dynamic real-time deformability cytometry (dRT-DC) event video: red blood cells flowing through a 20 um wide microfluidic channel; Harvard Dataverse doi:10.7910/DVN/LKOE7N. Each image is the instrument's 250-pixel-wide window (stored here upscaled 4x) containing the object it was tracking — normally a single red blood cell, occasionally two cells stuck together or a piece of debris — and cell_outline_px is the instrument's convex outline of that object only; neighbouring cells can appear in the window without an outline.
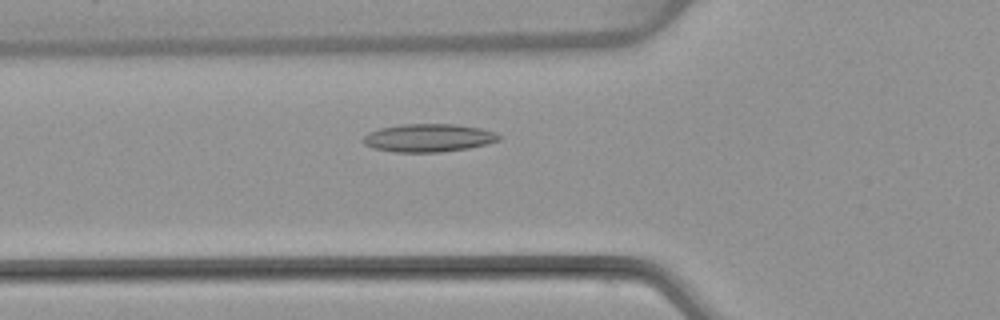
{"species": "common noctule bat (a hibernating species)", "species_latin": "Nyctalus noctula", "temperature_condition": "warm", "stored_images_in_passage": 51, "camera_frame_rate_fps": 3000, "um_per_image_px": 0.085, "animal": {"sex": "female", "body_mass_g": 22.7, "forearm_length_mm": 54.2}, "frame": {"image": 1, "passage_image": 17, "time_ms": 5.333, "image_size_px": [1000, 320], "cell_outline_px": [[500, 140], [488, 144], [468, 148], [440, 152], [396, 152], [372, 148], [364, 144], [360, 140], [368, 132], [380, 128], [400, 124], [456, 124], [480, 128], [496, 132], [500, 136]], "centroid_in_image_um": [36.4, 11.72], "position_along_channel_um": 89.4, "area_um2": 22.37}}
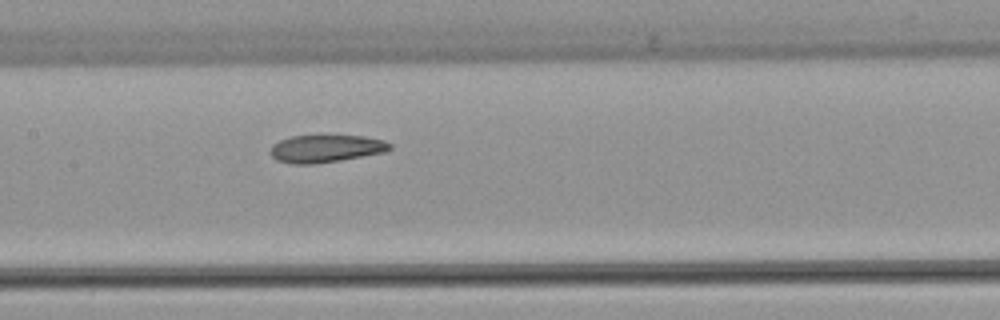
{"frame": {"image": 2, "passage_image": 24, "time_ms": 7.667, "image_size_px": [1000, 320], "cell_outline_px": [[392, 148], [384, 152], [340, 160], [316, 164], [292, 164], [276, 160], [268, 152], [272, 144], [280, 140], [292, 136], [364, 136], [384, 140], [392, 144]], "centroid_in_image_um": [27.67, 12.64], "position_along_channel_um": 179.7, "area_um2": 19.19}}
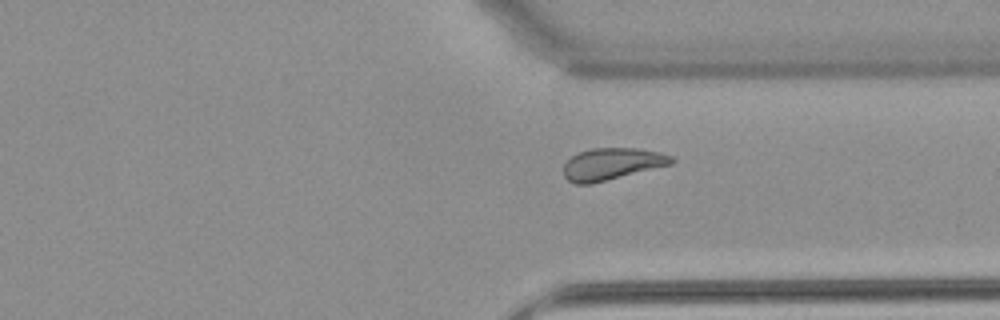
{"frame": {"image": 3, "passage_image": 38, "time_ms": 12.333, "image_size_px": [1000, 320], "cell_outline_px": [[676, 160], [672, 164], [592, 184], [576, 184], [568, 180], [564, 176], [564, 164], [572, 156], [580, 152], [592, 148], [640, 148], [660, 152], [672, 156]], "centroid_in_image_um": [52.04, 13.93], "position_along_channel_um": 359.4, "area_um2": 20.11}, "authors_computed_cell_mechanics": {"area_um2": 20.808, "velocity_mm_per_s": 3.8536, "shape_relaxation_time_tau1_ms": null, "shape_relaxation_time_tau2_ms": 3.7018, "deformation_change_tau1": null, "deformation_change_tau2": 0.1117}}